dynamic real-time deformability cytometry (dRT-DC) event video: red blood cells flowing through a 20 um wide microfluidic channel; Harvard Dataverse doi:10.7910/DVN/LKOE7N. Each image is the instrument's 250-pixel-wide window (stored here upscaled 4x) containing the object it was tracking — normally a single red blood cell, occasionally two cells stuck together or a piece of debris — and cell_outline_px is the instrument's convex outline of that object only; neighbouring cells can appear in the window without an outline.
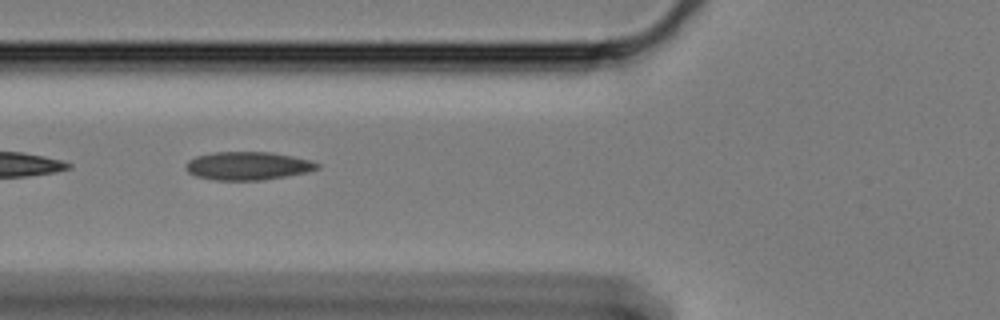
{"species": "Egyptian fruit bat (a non-hibernating species)", "species_latin": "Rousettus aegyptiacus", "temperature_condition": "cold", "stored_images_in_passage": 20, "camera_frame_rate_fps": 3000, "um_per_image_px": 0.085, "animal": {"sex": "female"}, "frame": {"image": 1, "passage_image": 4, "time_ms": 1.0, "image_size_px": [1000, 320], "cell_outline_px": [[320, 168], [308, 172], [264, 180], [216, 180], [196, 176], [188, 172], [184, 168], [184, 164], [188, 160], [196, 156], [212, 152], [272, 152], [292, 156], [308, 160], [320, 164]], "centroid_in_image_um": [21.04, 14.09], "position_along_channel_um": 104.8, "area_um2": 21.73}}
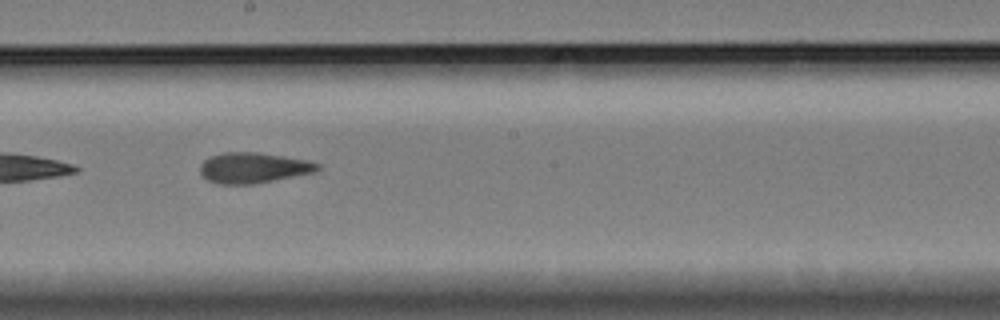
{"frame": {"image": 2, "passage_image": 15, "time_ms": 4.667, "image_size_px": [1000, 320], "cell_outline_px": [[320, 168], [316, 172], [252, 184], [216, 184], [208, 180], [200, 172], [200, 168], [204, 160], [212, 156], [224, 152], [256, 152], [284, 156], [308, 160], [320, 164]], "centroid_in_image_um": [21.55, 14.26], "position_along_channel_um": 226.6, "area_um2": 20.81}}